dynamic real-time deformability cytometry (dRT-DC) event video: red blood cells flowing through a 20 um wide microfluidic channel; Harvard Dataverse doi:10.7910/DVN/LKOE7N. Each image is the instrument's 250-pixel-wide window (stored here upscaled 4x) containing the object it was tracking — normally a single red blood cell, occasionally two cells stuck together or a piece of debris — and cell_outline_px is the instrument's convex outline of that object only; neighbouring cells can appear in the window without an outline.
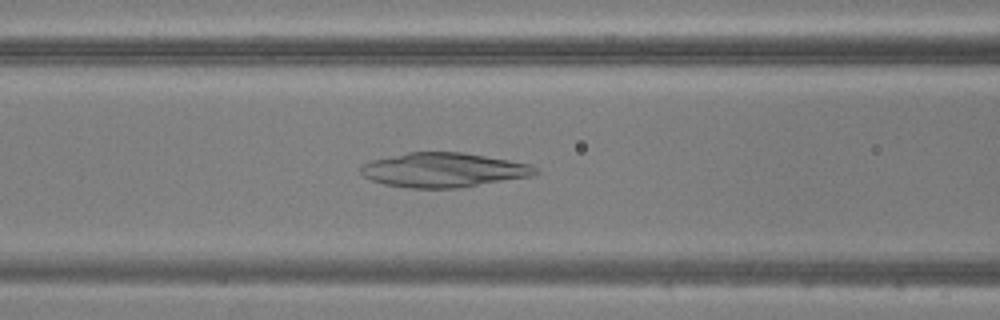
{"species": "common noctule bat (a hibernating species)", "species_latin": "Nyctalus noctula", "temperature_condition": "warm", "stored_images_in_passage": 49, "camera_frame_rate_fps": 3000, "um_per_image_px": 0.085, "animal": {"sex": "male", "body_mass_g": 20.5, "forearm_length_mm": 52.5}, "frame": {"image": 1, "passage_image": 20, "time_ms": 6.333, "image_size_px": [1000, 320], "cell_outline_px": [[540, 172], [532, 176], [460, 188], [408, 188], [384, 184], [372, 180], [364, 176], [360, 172], [360, 168], [364, 164], [372, 160], [408, 152], [464, 152], [532, 164]], "centroid_in_image_um": [37.74, 14.45], "position_along_channel_um": 128.9, "area_um2": 35.14}}
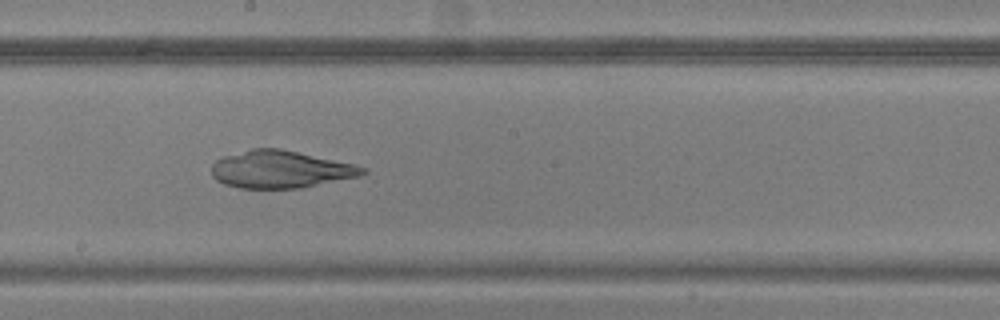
{"frame": {"image": 2, "passage_image": 27, "time_ms": 8.667, "image_size_px": [1000, 320], "cell_outline_px": [[368, 172], [360, 176], [300, 188], [240, 188], [224, 184], [216, 180], [212, 176], [212, 164], [216, 160], [224, 156], [252, 148], [280, 148], [356, 164], [368, 168]], "centroid_in_image_um": [23.87, 14.39], "position_along_channel_um": 224.3, "area_um2": 33.06}}
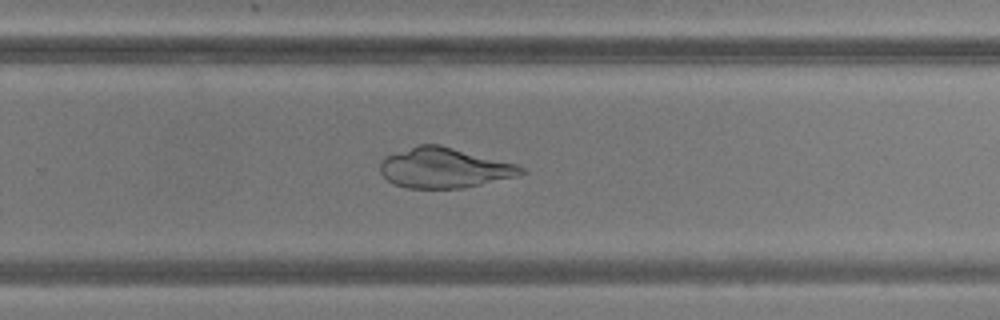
{"frame": {"image": 3, "passage_image": 32, "time_ms": 10.333, "image_size_px": [1000, 320], "cell_outline_px": [[528, 172], [516, 176], [480, 184], [460, 188], [408, 188], [396, 184], [388, 180], [380, 172], [380, 160], [388, 156], [416, 144], [440, 144], [516, 164], [524, 168]], "centroid_in_image_um": [37.76, 14.26], "position_along_channel_um": 292.0, "area_um2": 32.71}}